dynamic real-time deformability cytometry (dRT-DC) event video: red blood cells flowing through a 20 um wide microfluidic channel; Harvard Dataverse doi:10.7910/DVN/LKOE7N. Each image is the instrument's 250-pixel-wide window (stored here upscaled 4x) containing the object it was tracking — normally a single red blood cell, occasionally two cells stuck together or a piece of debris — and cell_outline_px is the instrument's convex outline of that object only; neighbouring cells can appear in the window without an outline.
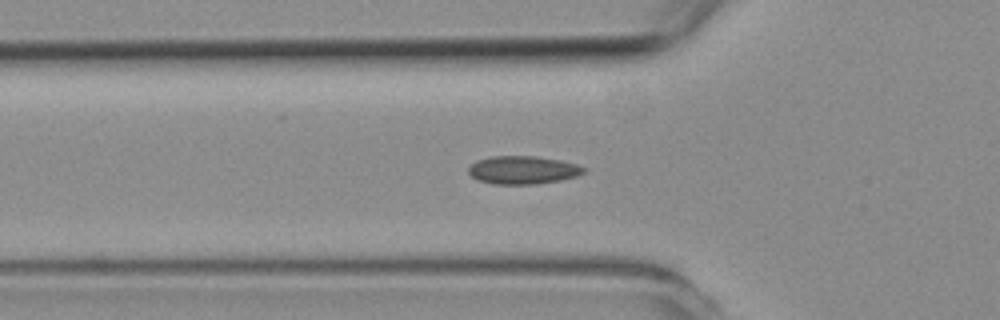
{"species": "common noctule bat (a hibernating species)", "species_latin": "Nyctalus noctula", "temperature_condition": "room temperature", "stored_images_in_passage": 54, "camera_frame_rate_fps": 3000, "um_per_image_px": 0.085, "animal": {"sex": "female", "body_mass_g": 19.3, "forearm_length_mm": 54.1}, "frame": {"image": 1, "passage_image": 17, "time_ms": 5.333, "image_size_px": [1000, 320], "cell_outline_px": [[584, 172], [576, 176], [560, 180], [536, 184], [492, 184], [480, 180], [472, 176], [468, 172], [468, 168], [476, 160], [492, 156], [536, 156], [560, 160], [576, 164], [584, 168]], "centroid_in_image_um": [44.42, 14.44], "position_along_channel_um": 81.4, "area_um2": 18.73}}
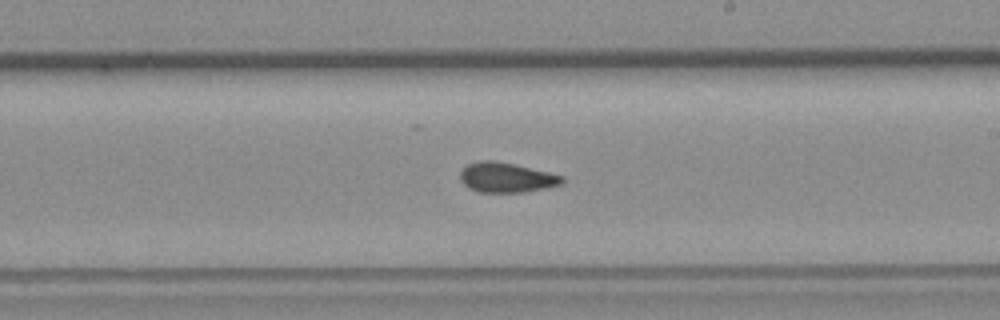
{"frame": {"image": 2, "passage_image": 30, "time_ms": 9.667, "image_size_px": [1000, 320], "cell_outline_px": [[564, 180], [560, 184], [544, 188], [524, 192], [480, 192], [468, 188], [460, 180], [460, 172], [468, 164], [480, 160], [496, 160], [548, 172], [564, 176]], "centroid_in_image_um": [43.01, 15.08], "position_along_channel_um": 246.0, "area_um2": 17.63}}
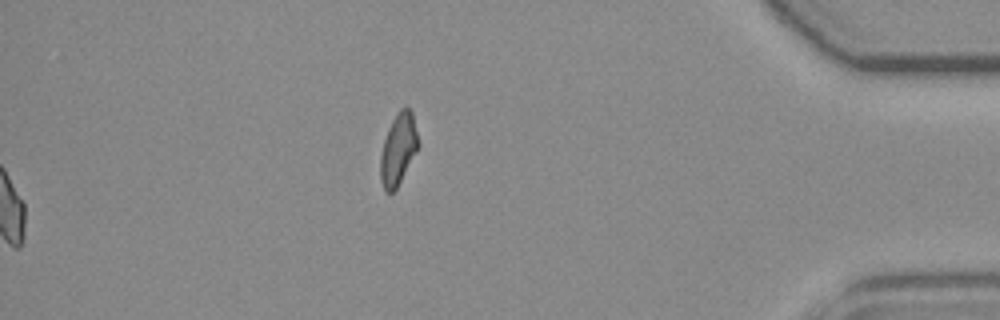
{"frame": {"image": 3, "passage_image": 54, "time_ms": 17.667, "image_size_px": [1000, 320], "cell_outline_px": [[420, 144], [416, 152], [396, 188], [392, 192], [384, 192], [380, 180], [380, 156], [384, 140], [388, 128], [396, 112], [400, 108], [408, 108], [412, 112]], "centroid_in_image_um": [33.84, 12.67], "position_along_channel_um": 401.4, "area_um2": 15.72}, "authors_computed_cell_mechanics": {"area_um2": 17.629, "velocity_mm_per_s": 3.7891, "shape_relaxation_time_tau1_ms": null, "shape_relaxation_time_tau2_ms": 2.976, "deformation_change_tau1": null, "deformation_change_tau2": 0.052}}